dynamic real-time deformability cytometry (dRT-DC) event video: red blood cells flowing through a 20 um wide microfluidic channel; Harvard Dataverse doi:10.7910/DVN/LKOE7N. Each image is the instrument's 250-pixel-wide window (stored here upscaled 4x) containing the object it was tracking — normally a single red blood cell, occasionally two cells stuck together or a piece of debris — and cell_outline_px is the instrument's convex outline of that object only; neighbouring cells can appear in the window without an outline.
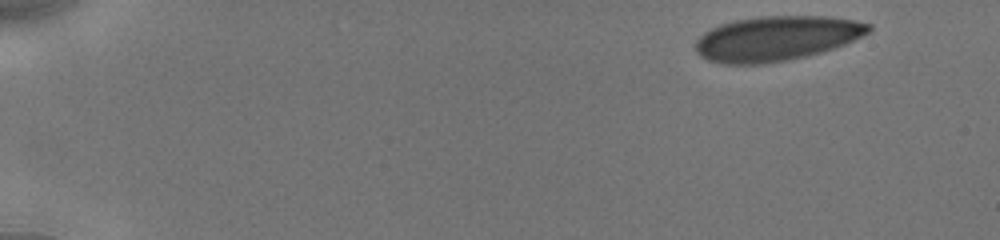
{"species": "human", "species_latin": "Homo sapiens", "temperature_condition": "cold", "stored_images_in_passage": 5, "camera_frame_rate_fps": 3000, "um_per_image_px": 0.085, "donor": {"sex": "male"}, "frame": {"image": 1, "passage_image": 1, "time_ms": 0.0, "image_size_px": [1000, 240], "cell_outline_px": [[872, 32], [844, 44], [820, 52], [788, 60], [764, 64], [720, 64], [708, 60], [700, 56], [696, 52], [696, 40], [704, 32], [720, 24], [736, 20], [764, 16], [824, 16], [852, 20], [872, 24]], "centroid_in_image_um": [65.99, 3.27], "position_along_channel_um": 19.0, "area_um2": 45.08}}